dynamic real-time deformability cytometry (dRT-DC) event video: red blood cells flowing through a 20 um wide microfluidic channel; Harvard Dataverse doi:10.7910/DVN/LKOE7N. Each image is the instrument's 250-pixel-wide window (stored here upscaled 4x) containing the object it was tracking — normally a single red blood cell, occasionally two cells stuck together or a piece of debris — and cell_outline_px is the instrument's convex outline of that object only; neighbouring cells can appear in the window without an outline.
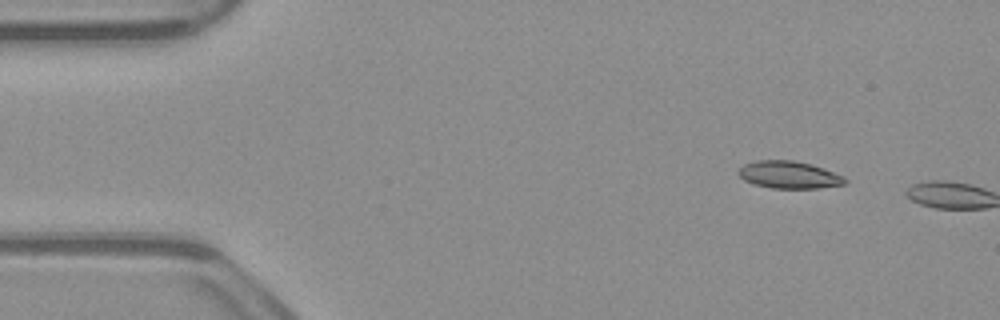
{"species": "common noctule bat (a hibernating species)", "species_latin": "Nyctalus noctula", "temperature_condition": "warm", "stored_images_in_passage": 3, "camera_frame_rate_fps": 3000, "um_per_image_px": 0.085, "animal": {"sex": "male", "body_mass_g": 23.1, "forearm_length_mm": 52.7}, "frame": {"image": 1, "passage_image": 1, "time_ms": 0.0, "image_size_px": [1000, 320], "cell_outline_px": [[848, 180], [844, 184], [816, 188], [772, 188], [752, 184], [744, 180], [736, 172], [744, 164], [756, 160], [792, 160], [808, 164], [844, 176]], "centroid_in_image_um": [67.01, 14.86], "position_along_channel_um": 18.0, "area_um2": 16.76}}